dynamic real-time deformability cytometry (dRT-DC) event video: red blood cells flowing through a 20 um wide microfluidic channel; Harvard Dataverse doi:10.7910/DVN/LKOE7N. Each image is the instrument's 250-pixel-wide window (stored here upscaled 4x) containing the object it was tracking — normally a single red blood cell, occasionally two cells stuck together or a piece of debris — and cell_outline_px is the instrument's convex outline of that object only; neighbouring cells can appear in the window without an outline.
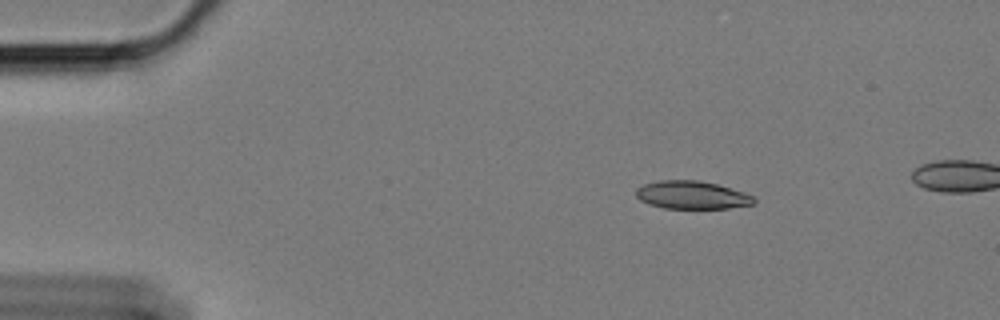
{"species": "Egyptian fruit bat (a non-hibernating species)", "species_latin": "Rousettus aegyptiacus", "temperature_condition": "cold", "stored_images_in_passage": 14, "camera_frame_rate_fps": 3000, "um_per_image_px": 0.085, "animal": {"sex": "female"}, "frame": {"image": 1, "passage_image": 9, "time_ms": 2.667, "image_size_px": [1000, 320], "cell_outline_px": [[756, 204], [728, 208], [664, 208], [648, 204], [640, 200], [636, 196], [636, 188], [644, 184], [660, 180], [696, 180], [716, 184], [744, 192], [752, 196], [756, 200]], "centroid_in_image_um": [58.8, 16.58], "position_along_channel_um": 26.2, "area_um2": 19.19}}